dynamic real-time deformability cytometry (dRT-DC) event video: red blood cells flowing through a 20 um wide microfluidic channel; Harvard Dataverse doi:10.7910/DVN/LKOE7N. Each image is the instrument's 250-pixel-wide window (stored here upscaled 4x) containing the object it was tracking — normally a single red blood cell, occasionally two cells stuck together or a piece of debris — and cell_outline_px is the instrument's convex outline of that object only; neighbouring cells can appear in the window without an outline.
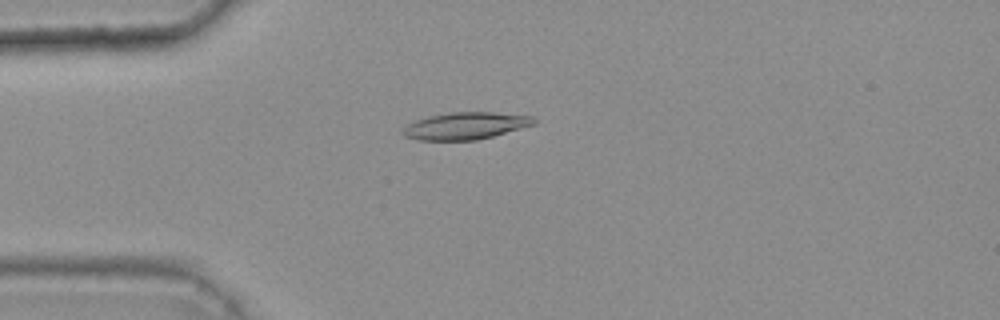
{"species": "common noctule bat (a hibernating species)", "species_latin": "Nyctalus noctula", "temperature_condition": "warm", "stored_images_in_passage": 49, "camera_frame_rate_fps": 3000, "um_per_image_px": 0.085, "animal": {"sex": "female", "body_mass_g": 25.1}, "frame": {"image": 1, "passage_image": 14, "time_ms": 4.333, "image_size_px": [1000, 320], "cell_outline_px": [[536, 124], [492, 136], [476, 140], [416, 140], [404, 136], [400, 132], [408, 124], [416, 120], [428, 116], [448, 112], [492, 112], [532, 116], [536, 120]], "centroid_in_image_um": [39.54, 10.69], "position_along_channel_um": 45.5, "area_um2": 20.69}}
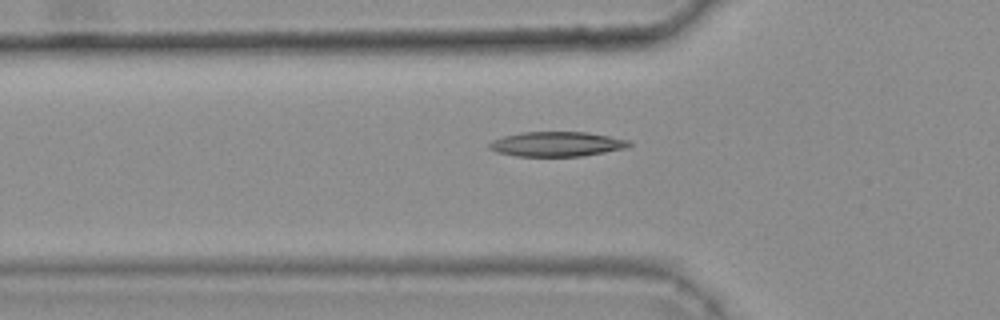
{"frame": {"image": 2, "passage_image": 18, "time_ms": 5.667, "image_size_px": [1000, 320], "cell_outline_px": [[632, 144], [628, 148], [584, 156], [516, 156], [496, 152], [488, 148], [488, 144], [492, 140], [504, 136], [520, 132], [588, 132], [632, 140]], "centroid_in_image_um": [47.37, 12.24], "position_along_channel_um": 78.4, "area_um2": 20.46}}
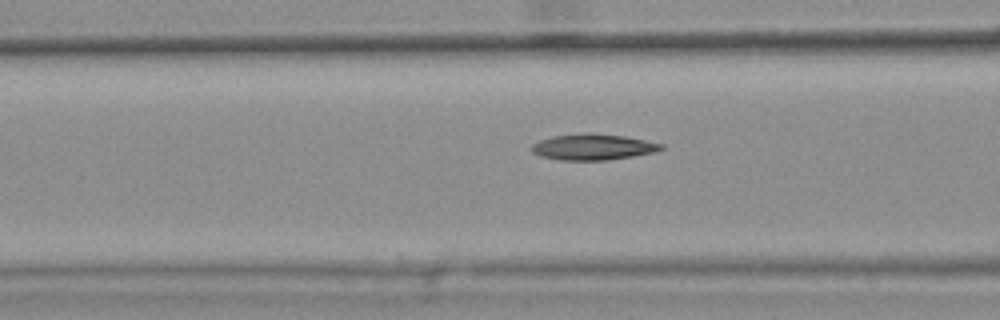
{"frame": {"image": 3, "passage_image": 21, "time_ms": 6.667, "image_size_px": [1000, 320], "cell_outline_px": [[664, 148], [656, 152], [632, 156], [604, 160], [560, 160], [540, 156], [532, 152], [532, 144], [540, 140], [552, 136], [592, 132], [624, 136], [664, 144]], "centroid_in_image_um": [50.41, 12.49], "position_along_channel_um": 116.2, "area_um2": 19.59}, "authors_computed_cell_mechanics": {"area_um2": 19.3052, "velocity_mm_per_s": 3.7223, "shape_relaxation_time_tau1_ms": null, "shape_relaxation_time_tau2_ms": 7.0696, "deformation_change_tau1": null, "deformation_change_tau2": 0.1483}}